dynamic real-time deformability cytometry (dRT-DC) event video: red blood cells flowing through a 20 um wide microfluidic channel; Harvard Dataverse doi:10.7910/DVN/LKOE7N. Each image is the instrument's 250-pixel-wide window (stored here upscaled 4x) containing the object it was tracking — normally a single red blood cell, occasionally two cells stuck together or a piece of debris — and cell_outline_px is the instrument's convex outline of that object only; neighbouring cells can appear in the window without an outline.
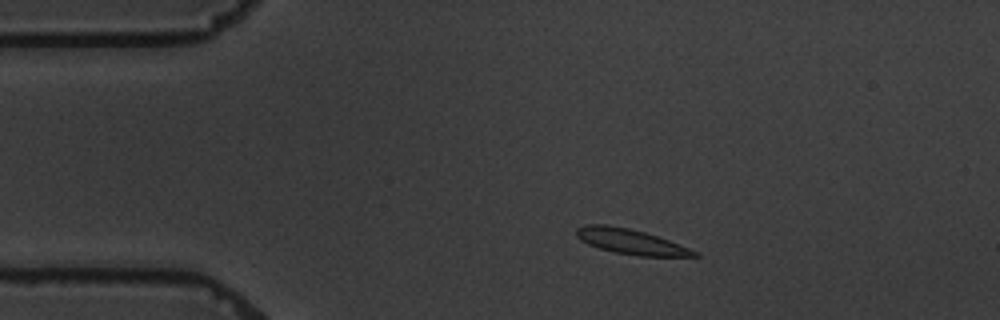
{"species": "common noctule bat (a hibernating species)", "species_latin": "Nyctalus noctula", "temperature_condition": "warm", "stored_images_in_passage": 8, "camera_frame_rate_fps": 3000, "um_per_image_px": 0.085, "animal": {"sex": "male", "body_mass_g": 19.5, "forearm_length_mm": 54.6}, "frame": {"image": 1, "passage_image": 3, "time_ms": 2.333, "image_size_px": [1000, 320], "cell_outline_px": [[700, 256], [640, 256], [616, 252], [600, 248], [588, 244], [580, 240], [576, 236], [576, 228], [584, 224], [608, 224], [628, 228], [644, 232], [668, 240], [700, 252]], "centroid_in_image_um": [53.59, 20.52], "position_along_channel_um": 31.4, "area_um2": 17.17}}
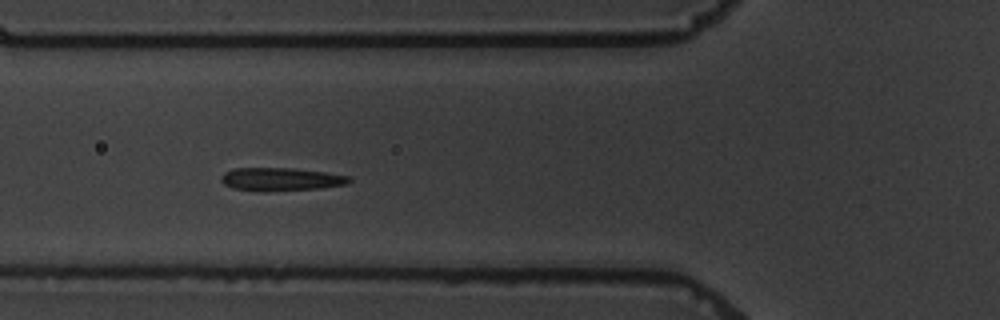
{"frame": {"image": 2, "passage_image": 6, "time_ms": 5.667, "image_size_px": [1000, 320], "cell_outline_px": [[352, 180], [348, 184], [320, 188], [264, 192], [232, 188], [224, 184], [220, 180], [224, 172], [236, 168], [292, 168], [328, 172], [352, 176]], "centroid_in_image_um": [23.92, 15.24], "position_along_channel_um": 101.9, "area_um2": 17.51}}
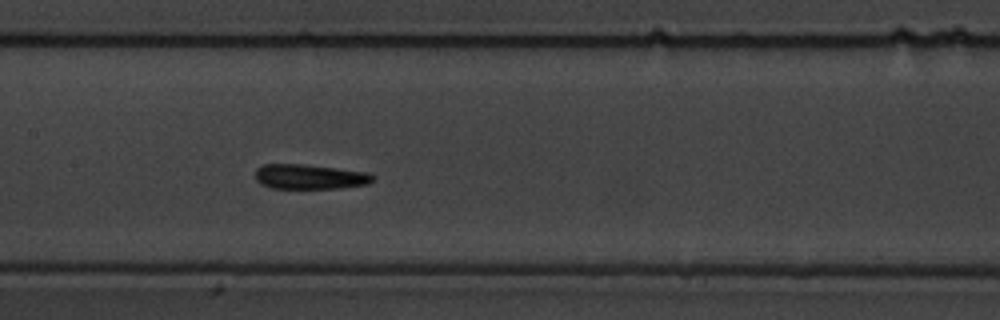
{"frame": {"image": 3, "passage_image": 8, "time_ms": 8.0, "image_size_px": [1000, 320], "cell_outline_px": [[376, 176], [368, 184], [340, 188], [272, 188], [260, 184], [256, 180], [256, 168], [264, 164], [304, 164], [368, 172]], "centroid_in_image_um": [26.33, 15.02], "position_along_channel_um": 181.1, "area_um2": 17.05}}